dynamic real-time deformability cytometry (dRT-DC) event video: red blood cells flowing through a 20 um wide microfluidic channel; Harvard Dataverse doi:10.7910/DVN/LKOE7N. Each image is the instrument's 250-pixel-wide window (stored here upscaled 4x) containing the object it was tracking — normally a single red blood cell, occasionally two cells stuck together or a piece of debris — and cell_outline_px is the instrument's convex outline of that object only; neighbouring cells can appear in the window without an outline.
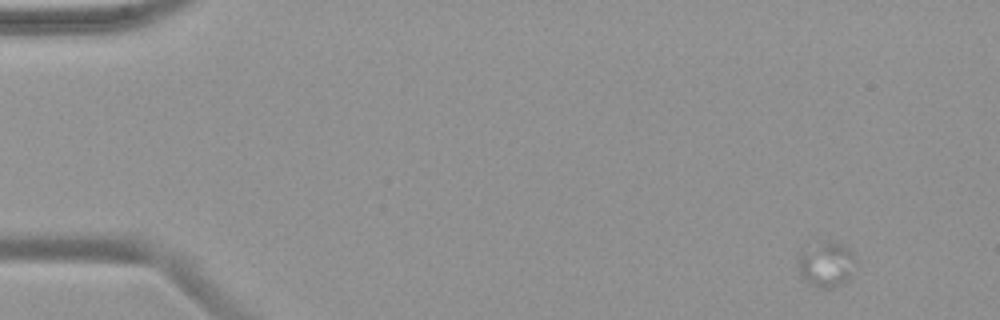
{"species": "common noctule bat (a hibernating species)", "species_latin": "Nyctalus noctula", "temperature_condition": "warm", "stored_images_in_passage": 20, "camera_frame_rate_fps": 3000, "um_per_image_px": 0.085, "animal": {"sex": "female", "body_mass_g": 19.9}, "frame": {"image": 1, "passage_image": 1, "time_ms": 0.0, "image_size_px": [1000, 320], "cell_outline_px": [[856, 260], [852, 276], [848, 280], [832, 288], [816, 288], [800, 276], [796, 268], [796, 256], [800, 252], [820, 240], [832, 240], [848, 248], [852, 252]], "centroid_in_image_um": [70.19, 22.45], "position_along_channel_um": 14.8, "area_um2": 15.84}}
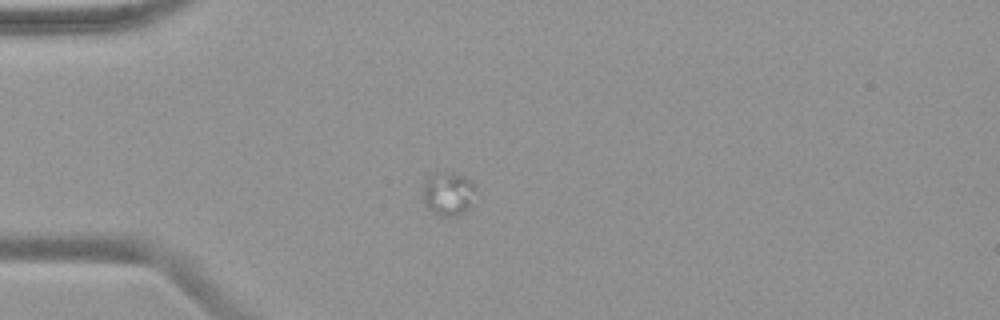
{"frame": {"image": 2, "passage_image": 12, "time_ms": 3.667, "image_size_px": [1000, 320], "cell_outline_px": [[476, 188], [472, 204], [464, 212], [456, 216], [436, 216], [424, 204], [424, 180], [432, 172], [456, 172], [472, 180], [476, 184]], "centroid_in_image_um": [38.12, 16.44], "position_along_channel_um": 46.9, "area_um2": 13.87}}